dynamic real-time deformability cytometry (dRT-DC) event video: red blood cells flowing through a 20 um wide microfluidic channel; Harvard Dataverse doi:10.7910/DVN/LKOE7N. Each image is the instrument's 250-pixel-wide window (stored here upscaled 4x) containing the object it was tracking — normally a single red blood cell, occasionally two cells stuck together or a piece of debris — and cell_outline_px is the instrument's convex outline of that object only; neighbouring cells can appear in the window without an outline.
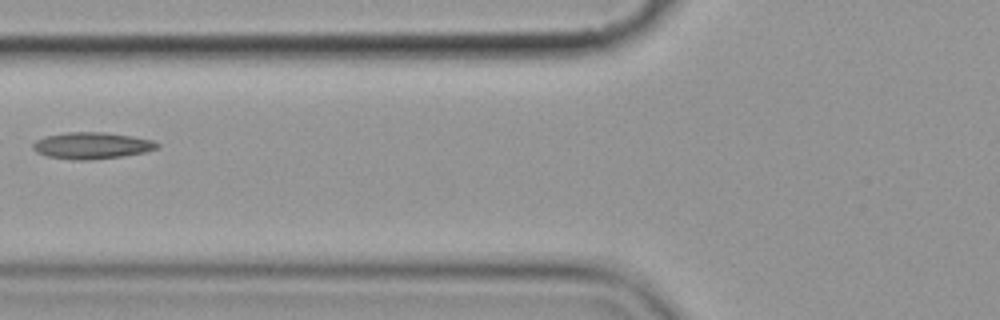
{"species": "common noctule bat (a hibernating species)", "species_latin": "Nyctalus noctula", "temperature_condition": "cold", "stored_images_in_passage": 7, "camera_frame_rate_fps": 3000, "um_per_image_px": 0.085, "animal": {"sex": "female", "body_mass_g": 19.9}, "frame": {"image": 1, "passage_image": 7, "time_ms": 7.0, "image_size_px": [1000, 320], "cell_outline_px": [[160, 148], [144, 152], [124, 156], [92, 160], [72, 160], [48, 156], [36, 152], [32, 148], [32, 144], [36, 140], [44, 136], [68, 132], [104, 132], [132, 136], [152, 140], [160, 144]], "centroid_in_image_um": [7.81, 12.38], "position_along_channel_um": 118.0, "area_um2": 19.42}}